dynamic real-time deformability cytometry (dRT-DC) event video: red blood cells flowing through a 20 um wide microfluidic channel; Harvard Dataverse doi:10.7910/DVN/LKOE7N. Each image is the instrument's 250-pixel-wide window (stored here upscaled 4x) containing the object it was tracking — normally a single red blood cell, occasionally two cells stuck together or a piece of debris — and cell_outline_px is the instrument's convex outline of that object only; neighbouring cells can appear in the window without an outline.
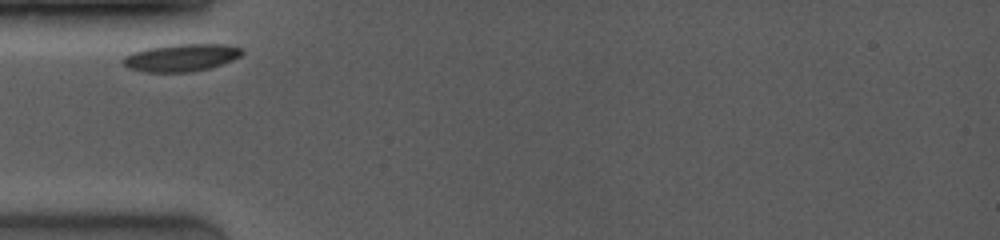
{"species": "common noctule bat (a hibernating species)", "species_latin": "Nyctalus noctula", "temperature_condition": "room temperature", "stored_images_in_passage": 28, "camera_frame_rate_fps": 4000, "um_per_image_px": 0.085, "animal": {"sex": "female", "body_mass_g": 19.0, "forearm_length_mm": 53.3}, "frame": {"image": 1, "passage_image": 1, "time_ms": 0.0, "image_size_px": [1000, 240], "cell_outline_px": [[244, 52], [240, 56], [232, 60], [212, 68], [192, 72], [144, 72], [128, 68], [120, 60], [124, 56], [132, 52], [148, 48], [172, 44], [224, 44], [240, 48]], "centroid_in_image_um": [15.38, 4.9], "position_along_channel_um": 69.6, "area_um2": 19.19}}
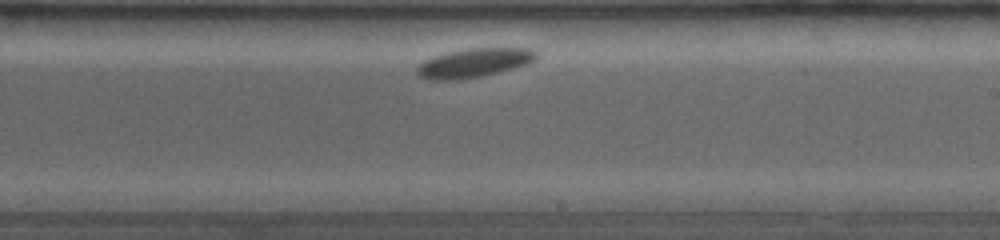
{"frame": {"image": 2, "passage_image": 16, "time_ms": 5.0, "image_size_px": [1000, 240], "cell_outline_px": [[540, 52], [536, 60], [528, 64], [484, 76], [460, 80], [428, 80], [420, 76], [416, 72], [416, 68], [424, 60], [448, 52], [468, 48], [528, 48]], "centroid_in_image_um": [40.33, 5.35], "position_along_channel_um": 248.7, "area_um2": 20.35}}
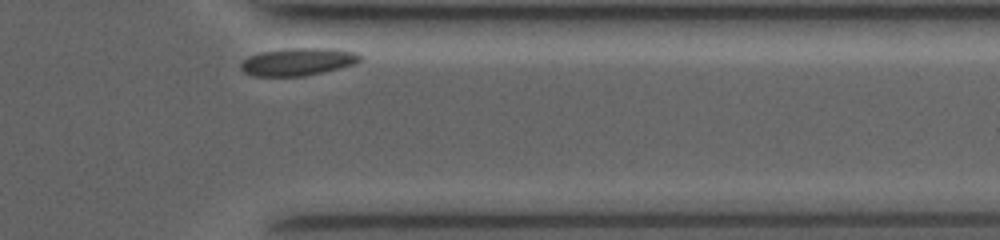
{"frame": {"image": 3, "passage_image": 28, "time_ms": 8.75, "image_size_px": [1000, 240], "cell_outline_px": [[364, 56], [360, 60], [352, 64], [340, 68], [324, 72], [304, 76], [256, 76], [244, 72], [240, 68], [240, 64], [248, 56], [264, 52], [288, 48], [332, 48], [356, 52]], "centroid_in_image_um": [25.35, 5.24], "position_along_channel_um": 386.1, "area_um2": 19.13}}